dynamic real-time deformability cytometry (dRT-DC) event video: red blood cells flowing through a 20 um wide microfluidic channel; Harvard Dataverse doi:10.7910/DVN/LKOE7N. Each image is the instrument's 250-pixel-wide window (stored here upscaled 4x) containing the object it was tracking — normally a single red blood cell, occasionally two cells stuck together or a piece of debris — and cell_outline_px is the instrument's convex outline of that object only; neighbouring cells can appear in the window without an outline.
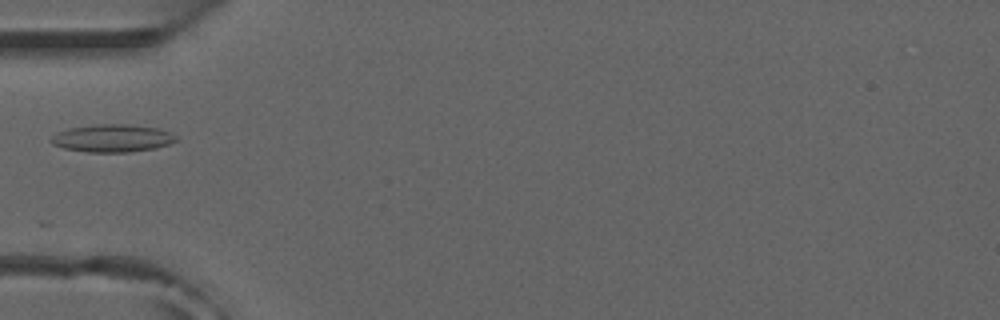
{"species": "common noctule bat (a hibernating species)", "species_latin": "Nyctalus noctula", "temperature_condition": "room temperature", "stored_images_in_passage": 2, "camera_frame_rate_fps": 3000, "um_per_image_px": 0.085, "animal": {"sex": "male", "forearm_length_mm": 52.5}, "frame": {"image": 1, "passage_image": 2, "time_ms": 0.333, "image_size_px": [1000, 320], "cell_outline_px": [[176, 140], [168, 144], [156, 148], [128, 152], [88, 152], [64, 148], [52, 144], [48, 140], [56, 132], [68, 128], [100, 124], [128, 124], [160, 128], [176, 136]], "centroid_in_image_um": [9.51, 11.74], "position_along_channel_um": 75.5, "area_um2": 20.17}}